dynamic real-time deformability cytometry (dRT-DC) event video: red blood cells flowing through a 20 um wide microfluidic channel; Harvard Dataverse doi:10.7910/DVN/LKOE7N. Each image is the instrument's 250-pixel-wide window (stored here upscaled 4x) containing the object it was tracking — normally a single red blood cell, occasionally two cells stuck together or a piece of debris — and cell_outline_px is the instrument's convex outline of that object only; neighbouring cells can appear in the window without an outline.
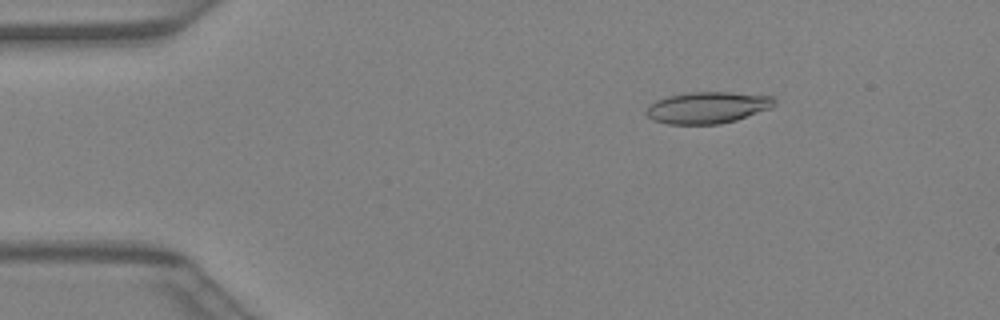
{"species": "Egyptian fruit bat (a non-hibernating species)", "species_latin": "Rousettus aegyptiacus", "temperature_condition": "warm", "stored_images_in_passage": 41, "camera_frame_rate_fps": 3000, "um_per_image_px": 0.085, "animal": {"sex": "female"}, "frame": {"image": 1, "passage_image": 7, "time_ms": 2.0, "image_size_px": [1000, 320], "cell_outline_px": [[776, 104], [772, 108], [736, 120], [720, 124], [668, 124], [652, 120], [644, 112], [656, 100], [668, 96], [684, 92], [728, 92], [772, 96], [776, 100]], "centroid_in_image_um": [60.16, 9.14], "position_along_channel_um": 24.8, "area_um2": 23.7}}
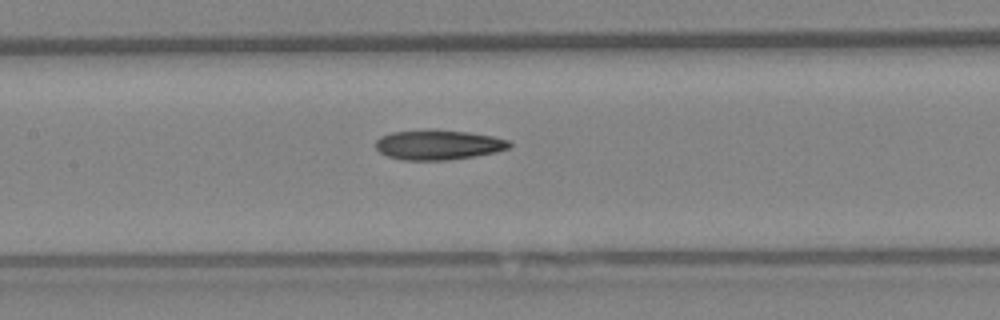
{"frame": {"image": 2, "passage_image": 20, "time_ms": 6.333, "image_size_px": [1000, 320], "cell_outline_px": [[512, 144], [508, 148], [496, 152], [448, 160], [400, 160], [388, 156], [380, 152], [376, 148], [376, 140], [380, 136], [392, 132], [432, 128], [436, 128], [468, 132], [492, 136], [508, 140]], "centroid_in_image_um": [37.22, 12.29], "position_along_channel_um": 170.2, "area_um2": 23.52}}
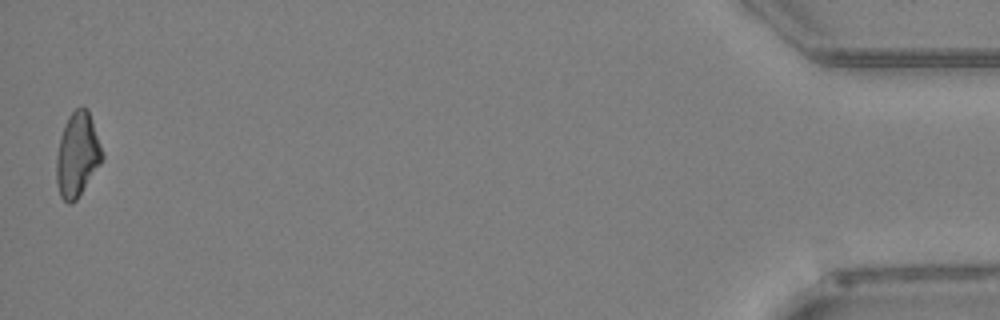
{"frame": {"image": 3, "passage_image": 41, "time_ms": 13.333, "image_size_px": [1000, 320], "cell_outline_px": [[104, 160], [76, 200], [68, 204], [60, 196], [56, 180], [56, 156], [60, 136], [64, 124], [68, 116], [76, 108], [88, 108], [104, 156]], "centroid_in_image_um": [6.57, 13.16], "position_along_channel_um": 428.6, "area_um2": 22.54}}